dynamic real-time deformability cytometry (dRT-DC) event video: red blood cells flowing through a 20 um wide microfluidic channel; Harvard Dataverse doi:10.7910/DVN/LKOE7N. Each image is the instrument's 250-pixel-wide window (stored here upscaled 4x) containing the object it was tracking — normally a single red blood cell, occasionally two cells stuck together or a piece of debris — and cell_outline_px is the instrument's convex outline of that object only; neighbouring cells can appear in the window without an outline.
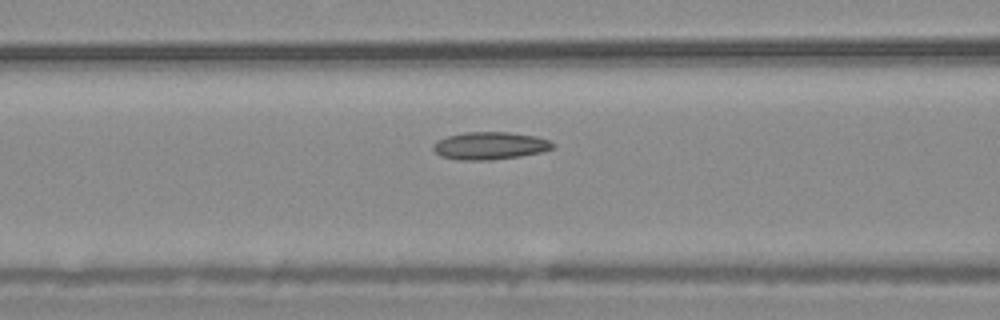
{"species": "common noctule bat (a hibernating species)", "species_latin": "Nyctalus noctula", "temperature_condition": "warm", "stored_images_in_passage": 49, "camera_frame_rate_fps": 3000, "um_per_image_px": 0.085, "animal": {"sex": "male", "body_mass_g": 20.4}, "frame": {"image": 1, "passage_image": 16, "time_ms": 5.0, "image_size_px": [1000, 320], "cell_outline_px": [[556, 148], [540, 152], [520, 156], [492, 160], [456, 160], [440, 156], [432, 148], [432, 144], [436, 140], [448, 136], [464, 132], [508, 132], [536, 136], [548, 140], [556, 144]], "centroid_in_image_um": [41.63, 12.39], "position_along_channel_um": 125.0, "area_um2": 19.42}}
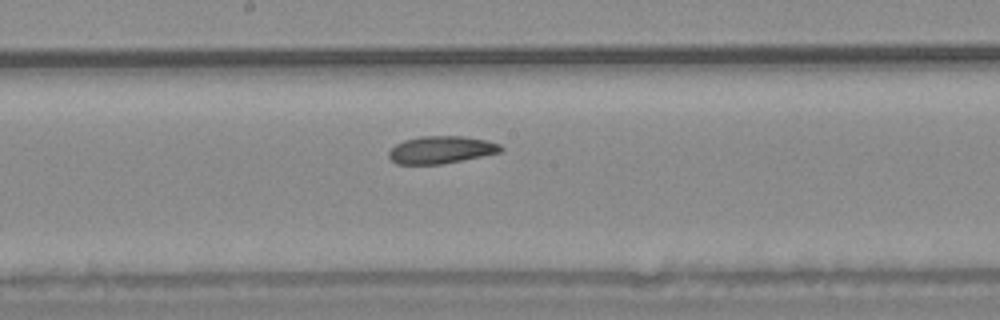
{"frame": {"image": 2, "passage_image": 23, "time_ms": 7.333, "image_size_px": [1000, 320], "cell_outline_px": [[504, 148], [500, 152], [440, 164], [396, 164], [388, 156], [388, 152], [396, 144], [404, 140], [420, 136], [460, 136], [488, 140], [500, 144]], "centroid_in_image_um": [37.48, 12.72], "position_along_channel_um": 210.7, "area_um2": 17.74}}
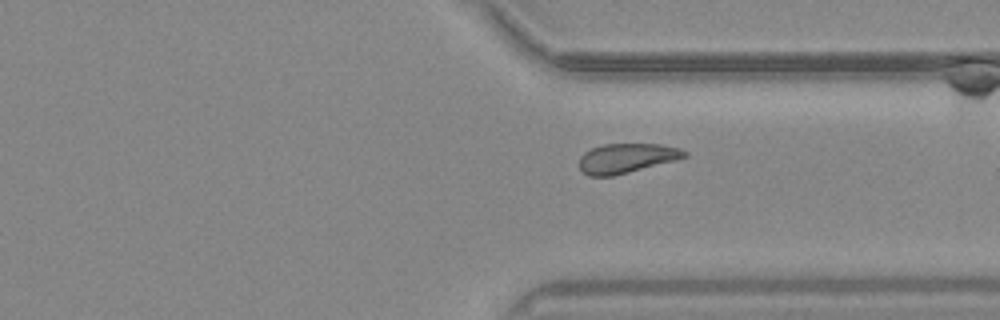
{"frame": {"image": 3, "passage_image": 35, "time_ms": 11.333, "image_size_px": [1000, 320], "cell_outline_px": [[688, 156], [676, 160], [612, 176], [588, 176], [580, 168], [580, 156], [584, 152], [592, 148], [604, 144], [660, 144], [680, 148], [688, 152]], "centroid_in_image_um": [53.27, 13.44], "position_along_channel_um": 358.1, "area_um2": 18.03}, "authors_computed_cell_mechanics": {"area_um2": 18.785, "velocity_mm_per_s": 3.6737, "shape_relaxation_time_tau1_ms": 9.2173, "shape_relaxation_time_tau2_ms": 4.0691, "deformation_change_tau1": 0.1448, "deformation_change_tau2": 0.1072}}